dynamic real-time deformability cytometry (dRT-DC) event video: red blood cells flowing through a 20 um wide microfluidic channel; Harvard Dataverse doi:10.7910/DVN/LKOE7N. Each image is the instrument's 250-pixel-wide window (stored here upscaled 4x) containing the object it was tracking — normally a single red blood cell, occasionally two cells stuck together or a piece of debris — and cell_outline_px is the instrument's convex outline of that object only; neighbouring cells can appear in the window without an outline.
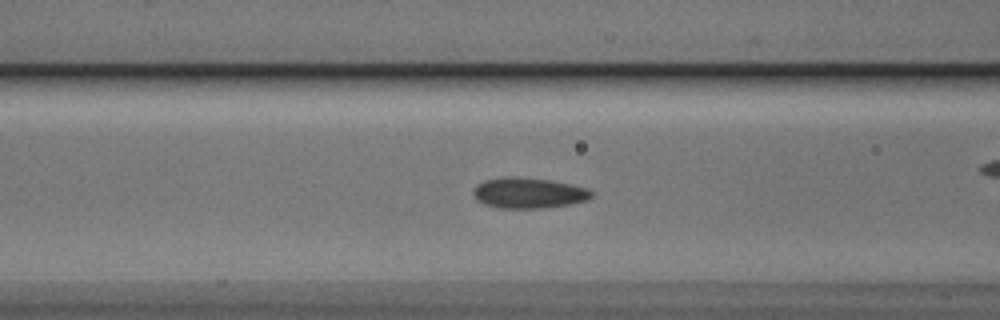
{"species": "Egyptian fruit bat (a non-hibernating species)", "species_latin": "Rousettus aegyptiacus", "temperature_condition": "cold", "stored_images_in_passage": 50, "camera_frame_rate_fps": 3000, "um_per_image_px": 0.085, "animal": {"sex": "male"}, "frame": {"image": 1, "passage_image": 21, "time_ms": 6.667, "image_size_px": [1000, 320], "cell_outline_px": [[592, 196], [588, 200], [568, 204], [544, 208], [500, 208], [484, 204], [476, 200], [472, 192], [476, 184], [484, 180], [504, 176], [516, 176], [552, 180], [588, 188], [592, 192]], "centroid_in_image_um": [44.89, 16.39], "position_along_channel_um": 121.7, "area_um2": 21.33}}
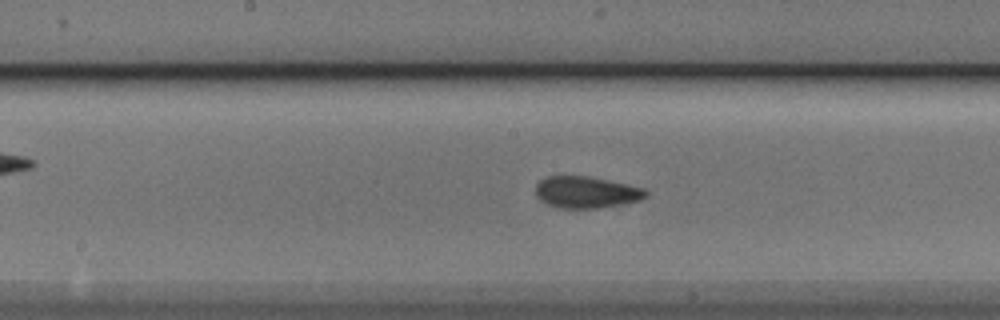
{"frame": {"image": 2, "passage_image": 27, "time_ms": 8.667, "image_size_px": [1000, 320], "cell_outline_px": [[648, 196], [640, 200], [600, 208], [556, 208], [540, 200], [536, 196], [536, 184], [540, 180], [548, 176], [588, 176], [628, 184], [644, 188], [648, 192]], "centroid_in_image_um": [49.83, 16.34], "position_along_channel_um": 198.4, "area_um2": 20.4}}
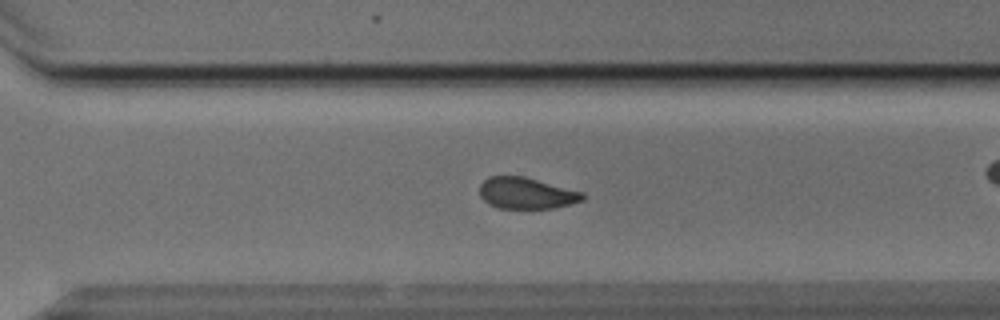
{"frame": {"image": 3, "passage_image": 37, "time_ms": 12.0, "image_size_px": [1000, 320], "cell_outline_px": [[584, 200], [552, 208], [496, 208], [488, 204], [480, 196], [480, 184], [488, 176], [524, 176], [584, 192]], "centroid_in_image_um": [44.72, 16.41], "position_along_channel_um": 325.9, "area_um2": 18.84}}